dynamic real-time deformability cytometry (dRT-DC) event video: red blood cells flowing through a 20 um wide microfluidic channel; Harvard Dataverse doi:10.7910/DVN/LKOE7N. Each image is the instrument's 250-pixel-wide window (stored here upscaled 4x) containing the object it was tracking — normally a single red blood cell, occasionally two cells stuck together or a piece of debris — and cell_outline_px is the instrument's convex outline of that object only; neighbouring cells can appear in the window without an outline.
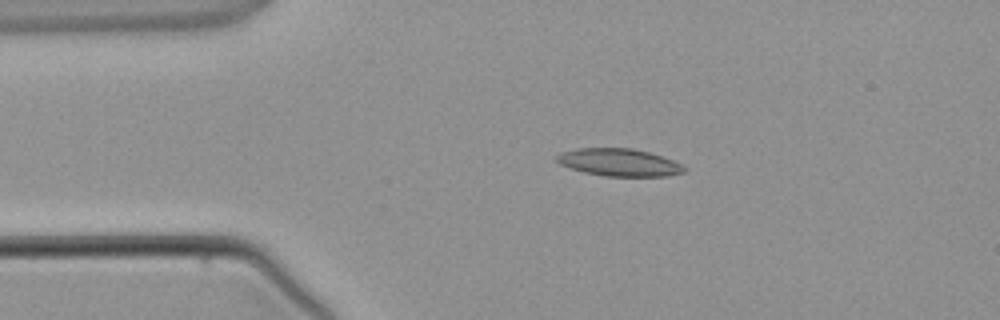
{"species": "common noctule bat (a hibernating species)", "species_latin": "Nyctalus noctula", "temperature_condition": "warm", "stored_images_in_passage": 4, "camera_frame_rate_fps": 3000, "um_per_image_px": 0.085, "animal": {"sex": "male", "body_mass_g": 21.5, "forearm_length_mm": 52.0}, "frame": {"image": 1, "passage_image": 3, "time_ms": 2.333, "image_size_px": [1000, 320], "cell_outline_px": [[688, 168], [684, 172], [668, 176], [604, 176], [584, 172], [560, 164], [556, 160], [556, 156], [560, 152], [576, 148], [632, 148], [648, 152], [672, 160]], "centroid_in_image_um": [52.61, 13.8], "position_along_channel_um": 32.4, "area_um2": 20.35}}